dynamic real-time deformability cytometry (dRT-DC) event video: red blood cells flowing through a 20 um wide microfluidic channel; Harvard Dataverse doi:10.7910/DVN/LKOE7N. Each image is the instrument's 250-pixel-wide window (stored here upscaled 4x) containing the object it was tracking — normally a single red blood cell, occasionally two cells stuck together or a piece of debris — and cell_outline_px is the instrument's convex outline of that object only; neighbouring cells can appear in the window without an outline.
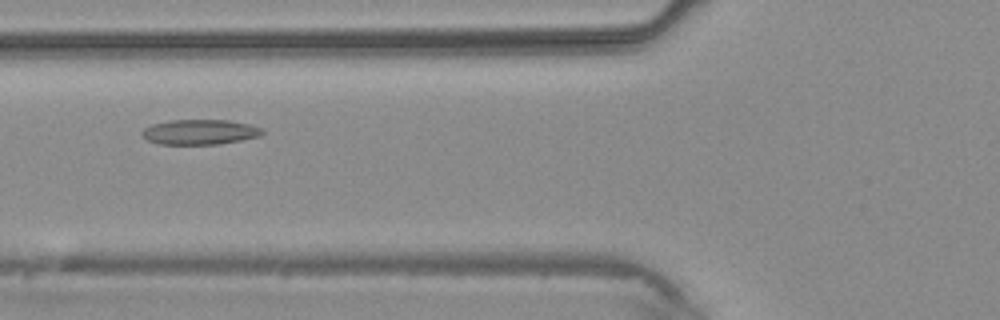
{"species": "common noctule bat (a hibernating species)", "species_latin": "Nyctalus noctula", "temperature_condition": "warm", "stored_images_in_passage": 2, "camera_frame_rate_fps": 3000, "um_per_image_px": 0.085, "animal": {"sex": "male", "body_mass_g": 20.4}, "frame": {"image": 1, "passage_image": 2, "time_ms": 1.0, "image_size_px": [1000, 320], "cell_outline_px": [[264, 132], [260, 136], [220, 144], [160, 144], [148, 140], [140, 132], [144, 128], [152, 124], [172, 120], [228, 120], [248, 124], [260, 128]], "centroid_in_image_um": [16.97, 11.22], "position_along_channel_um": 108.8, "area_um2": 17.4}}